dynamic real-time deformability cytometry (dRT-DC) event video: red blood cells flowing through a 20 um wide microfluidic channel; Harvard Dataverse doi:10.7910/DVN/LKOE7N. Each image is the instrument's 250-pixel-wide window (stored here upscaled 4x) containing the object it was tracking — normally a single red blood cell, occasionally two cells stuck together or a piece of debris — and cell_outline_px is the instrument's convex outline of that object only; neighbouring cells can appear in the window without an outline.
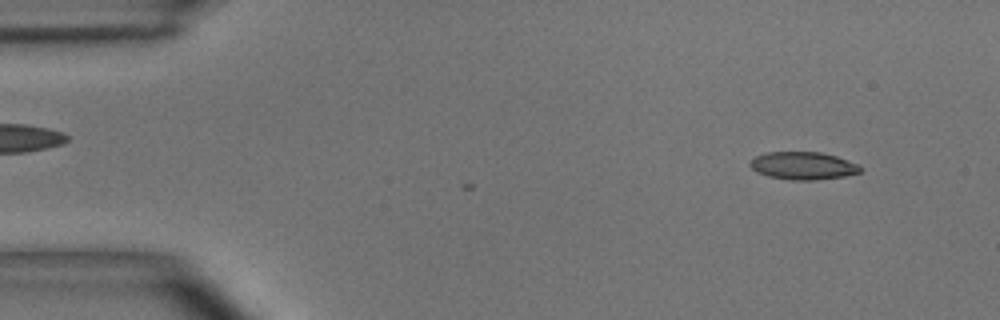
{"species": "common noctule bat (a hibernating species)", "species_latin": "Nyctalus noctula", "temperature_condition": "room temperature", "stored_images_in_passage": 2, "camera_frame_rate_fps": 3000, "um_per_image_px": 0.085, "animal": {"sex": "male", "body_mass_g": 15.6}, "frame": {"image": 1, "passage_image": 2, "time_ms": 0.333, "image_size_px": [1000, 320], "cell_outline_px": [[864, 168], [860, 172], [844, 176], [812, 180], [792, 180], [768, 176], [756, 172], [748, 164], [756, 156], [768, 152], [820, 152], [836, 156], [856, 164]], "centroid_in_image_um": [68.25, 14.09], "position_along_channel_um": 16.8, "area_um2": 17.63}}